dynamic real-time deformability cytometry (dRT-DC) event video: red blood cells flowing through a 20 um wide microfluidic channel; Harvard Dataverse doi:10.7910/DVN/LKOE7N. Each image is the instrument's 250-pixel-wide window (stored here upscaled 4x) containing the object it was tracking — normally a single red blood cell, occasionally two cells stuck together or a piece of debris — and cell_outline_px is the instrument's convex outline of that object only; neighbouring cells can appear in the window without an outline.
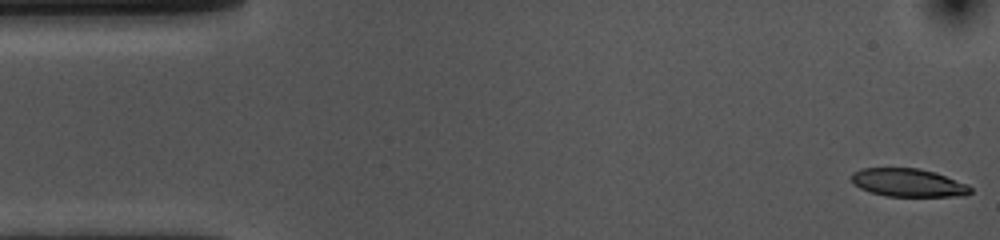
{"species": "common noctule bat (a hibernating species)", "species_latin": "Nyctalus noctula", "temperature_condition": "cold", "stored_images_in_passage": 52, "camera_frame_rate_fps": 3000, "um_per_image_px": 0.085, "animal": {"sex": "female", "body_mass_g": 10.0, "forearm_length_mm": 53.1}, "frame": {"image": 1, "passage_image": 1, "time_ms": 0.0, "image_size_px": [1000, 240], "cell_outline_px": [[972, 192], [964, 196], [884, 196], [868, 192], [852, 184], [848, 176], [852, 172], [860, 168], [920, 168], [936, 172], [968, 184], [972, 188]], "centroid_in_image_um": [77.15, 15.52], "position_along_channel_um": 7.8, "area_um2": 20.0}}
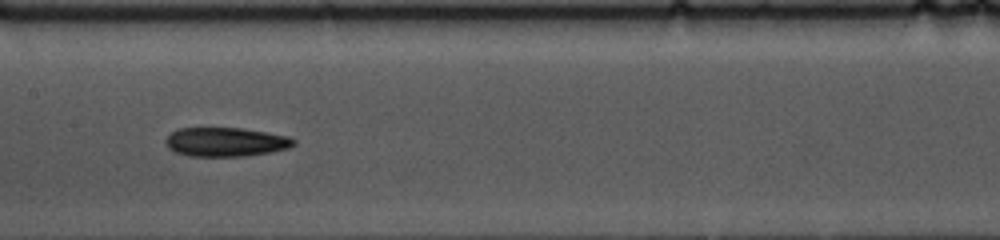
{"frame": {"image": 2, "passage_image": 25, "time_ms": 8.0, "image_size_px": [1000, 240], "cell_outline_px": [[296, 144], [288, 148], [268, 152], [244, 156], [188, 156], [176, 152], [168, 148], [164, 144], [164, 140], [172, 132], [180, 128], [244, 128], [268, 132], [288, 136], [296, 140]], "centroid_in_image_um": [19.18, 12.06], "position_along_channel_um": 188.2, "area_um2": 21.73}}
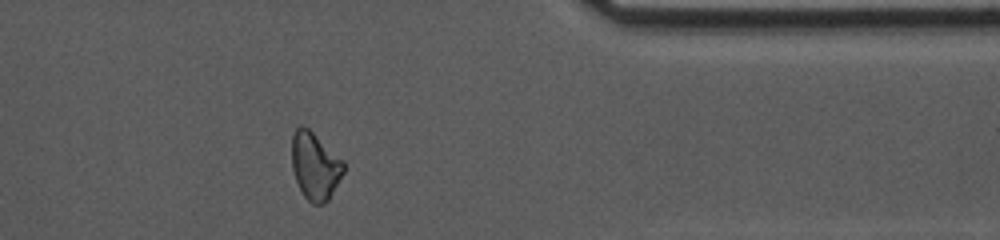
{"frame": {"image": 3, "passage_image": 43, "time_ms": 14.0, "image_size_px": [1000, 240], "cell_outline_px": [[344, 172], [328, 200], [324, 204], [312, 204], [304, 196], [296, 180], [292, 168], [292, 136], [296, 128], [300, 124], [304, 124], [344, 160]], "centroid_in_image_um": [26.78, 14.08], "position_along_channel_um": 384.6, "area_um2": 20.4}}